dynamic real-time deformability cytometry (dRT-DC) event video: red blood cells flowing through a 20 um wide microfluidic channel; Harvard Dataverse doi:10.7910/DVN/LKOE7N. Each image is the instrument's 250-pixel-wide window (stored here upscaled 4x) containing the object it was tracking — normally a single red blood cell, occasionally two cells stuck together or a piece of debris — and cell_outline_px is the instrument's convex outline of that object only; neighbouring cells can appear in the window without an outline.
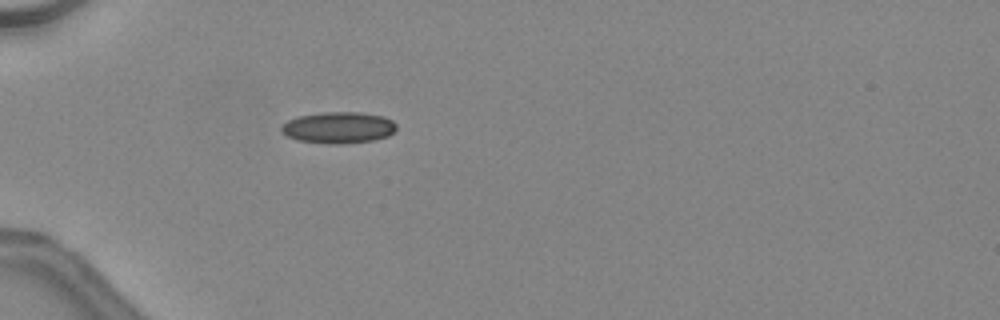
{"species": "common noctule bat (a hibernating species)", "species_latin": "Nyctalus noctula", "temperature_condition": "warm", "stored_images_in_passage": 32, "camera_frame_rate_fps": 3000, "um_per_image_px": 0.085, "animal": {"sex": "female", "body_mass_g": 24.6, "forearm_length_mm": 56.2}, "frame": {"image": 1, "passage_image": 1, "time_ms": 0.0, "image_size_px": [1000, 320], "cell_outline_px": [[396, 128], [388, 136], [372, 140], [336, 144], [328, 144], [296, 140], [288, 136], [280, 128], [288, 120], [300, 116], [324, 112], [360, 112], [384, 116], [392, 120], [396, 124]], "centroid_in_image_um": [28.79, 10.84], "position_along_channel_um": 56.2, "area_um2": 20.87}, "authors_computed_cell_mechanics": {"area_um2": 19.9988, "velocity_mm_per_s": 4.5696, "shape_relaxation_time_tau1_ms": null, "shape_relaxation_time_tau2_ms": 2.2984, "deformation_change_tau1": null, "deformation_change_tau2": 0.0735}}